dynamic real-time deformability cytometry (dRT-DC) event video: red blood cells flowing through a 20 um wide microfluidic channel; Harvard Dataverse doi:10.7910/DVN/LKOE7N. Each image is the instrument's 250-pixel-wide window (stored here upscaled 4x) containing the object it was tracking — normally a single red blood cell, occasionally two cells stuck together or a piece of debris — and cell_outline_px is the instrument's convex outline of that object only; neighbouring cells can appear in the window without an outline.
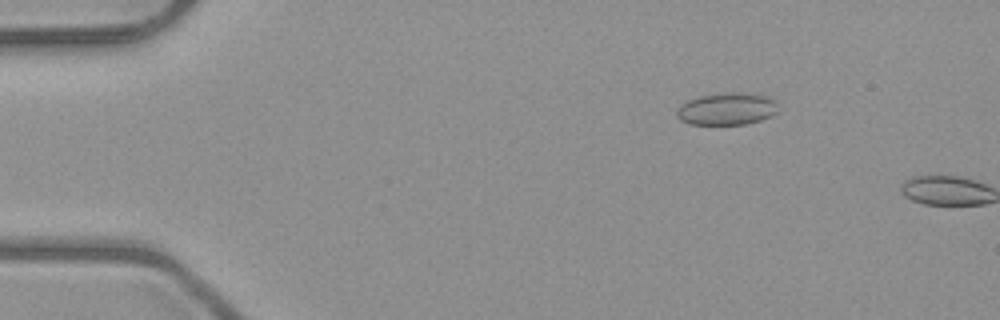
{"species": "common noctule bat (a hibernating species)", "species_latin": "Nyctalus noctula", "temperature_condition": "room temperature", "stored_images_in_passage": 9, "camera_frame_rate_fps": 3000, "um_per_image_px": 0.085, "animal": {"sex": "male", "body_mass_g": 23.1, "forearm_length_mm": 52.7}, "frame": {"image": 1, "passage_image": 8, "time_ms": 2.333, "image_size_px": [1000, 320], "cell_outline_px": [[780, 112], [772, 116], [760, 120], [744, 124], [688, 124], [680, 120], [676, 116], [676, 108], [680, 104], [688, 100], [700, 96], [728, 92], [736, 92], [768, 96], [776, 100]], "centroid_in_image_um": [61.8, 9.25], "position_along_channel_um": 23.2, "area_um2": 19.31}}